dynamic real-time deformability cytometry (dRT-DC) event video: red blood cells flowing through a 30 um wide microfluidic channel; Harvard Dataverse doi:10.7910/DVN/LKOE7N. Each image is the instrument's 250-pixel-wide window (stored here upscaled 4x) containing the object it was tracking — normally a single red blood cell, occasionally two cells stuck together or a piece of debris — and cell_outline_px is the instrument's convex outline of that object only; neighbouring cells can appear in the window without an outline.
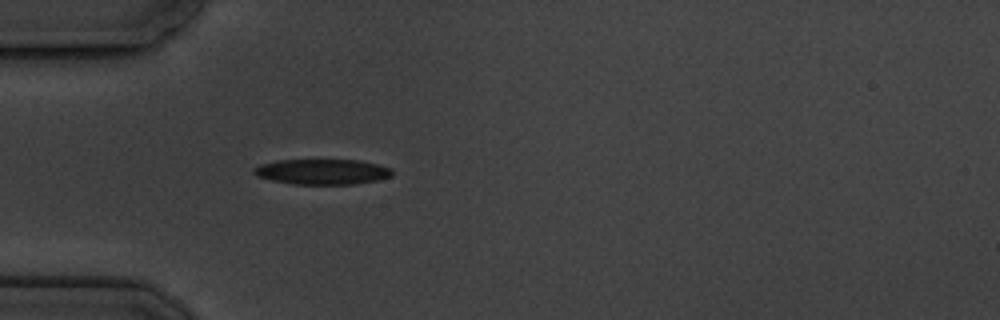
{"species": "common noctule bat (a hibernating species)", "species_latin": "Nyctalus noctula", "temperature_condition": "cold", "stored_images_in_passage": 1, "camera_frame_rate_fps": 3000, "um_per_image_px": 0.085, "animal": {"sex": "male", "body_mass_g": 19.5, "forearm_length_mm": 54.6}, "frame": {"image": 1, "passage_image": 1, "time_ms": 0.0, "image_size_px": [1000, 320], "cell_outline_px": [[392, 176], [380, 180], [356, 184], [292, 184], [272, 180], [256, 176], [252, 172], [252, 168], [260, 164], [280, 160], [360, 160], [392, 168]], "centroid_in_image_um": [27.4, 14.6], "position_along_channel_um": 57.6, "area_um2": 20.58}}